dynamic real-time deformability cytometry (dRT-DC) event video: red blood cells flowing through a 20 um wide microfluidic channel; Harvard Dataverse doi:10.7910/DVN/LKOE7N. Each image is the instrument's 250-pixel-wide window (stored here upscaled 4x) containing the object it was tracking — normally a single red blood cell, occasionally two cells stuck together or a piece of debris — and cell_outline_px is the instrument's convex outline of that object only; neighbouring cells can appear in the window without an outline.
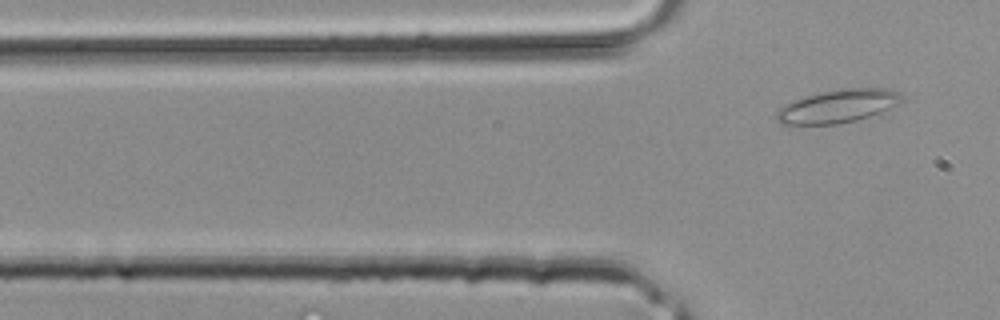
{"species": "common noctule bat (a hibernating species)", "species_latin": "Nyctalus noctula", "temperature_condition": "room temperature", "stored_images_in_passage": 3, "camera_frame_rate_fps": 3000, "um_per_image_px": 0.085, "animal": {"sex": "male", "body_mass_g": 20.4}, "frame": {"image": 1, "passage_image": 3, "time_ms": 0.667, "image_size_px": [1000, 320], "cell_outline_px": [[900, 96], [896, 104], [880, 112], [856, 120], [836, 124], [780, 124], [776, 120], [776, 112], [780, 108], [792, 100], [824, 92], [848, 88], [884, 88], [896, 92]], "centroid_in_image_um": [71.14, 9.04], "position_along_channel_um": 54.7, "area_um2": 23.41}}